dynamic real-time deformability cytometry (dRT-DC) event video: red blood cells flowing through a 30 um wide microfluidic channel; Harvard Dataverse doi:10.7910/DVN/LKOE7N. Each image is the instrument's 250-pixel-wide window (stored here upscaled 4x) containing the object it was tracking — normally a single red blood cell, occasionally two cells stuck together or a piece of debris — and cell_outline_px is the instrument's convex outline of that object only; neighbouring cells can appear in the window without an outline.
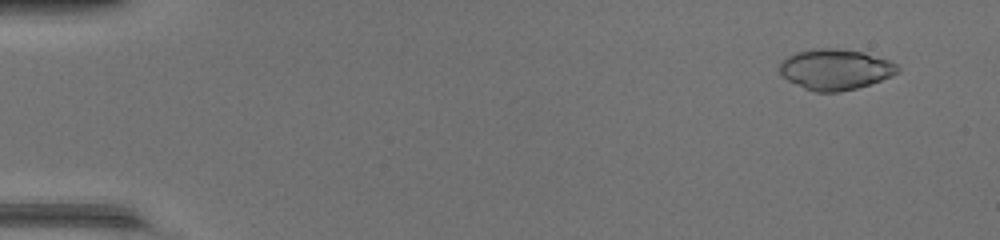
{"species": "common noctule bat (a hibernating species)", "species_latin": "Nyctalus noctula", "temperature_condition": "warm", "stored_images_in_passage": 48, "camera_frame_rate_fps": 3000, "um_per_image_px": 0.085, "animal": {"sex": "female", "body_mass_g": 17.0, "forearm_length_mm": 48.0}, "frame": {"image": 1, "passage_image": 4, "time_ms": 1.0, "image_size_px": [1000, 240], "cell_outline_px": [[900, 72], [892, 76], [856, 88], [840, 92], [816, 92], [804, 88], [788, 80], [780, 72], [780, 60], [796, 52], [812, 48], [836, 48], [860, 52], [888, 60], [900, 64]], "centroid_in_image_um": [71.01, 5.89], "position_along_channel_um": 14.0, "area_um2": 27.92}}
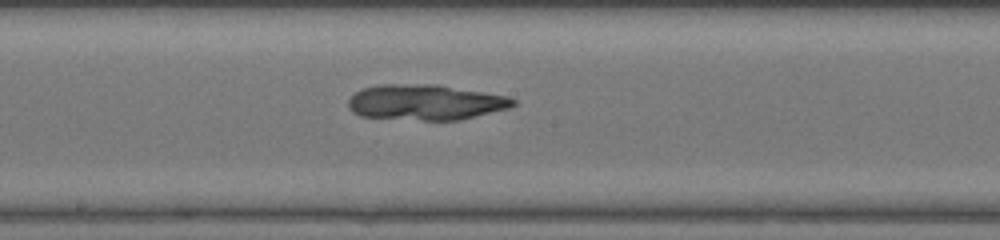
{"frame": {"image": 2, "passage_image": 27, "time_ms": 8.667, "image_size_px": [1000, 240], "cell_outline_px": [[516, 104], [508, 108], [460, 120], [424, 120], [360, 116], [352, 112], [348, 108], [348, 100], [356, 92], [364, 88], [376, 84], [440, 84], [508, 96], [516, 100]], "centroid_in_image_um": [36.17, 8.68], "position_along_channel_um": 212.0, "area_um2": 34.28}}
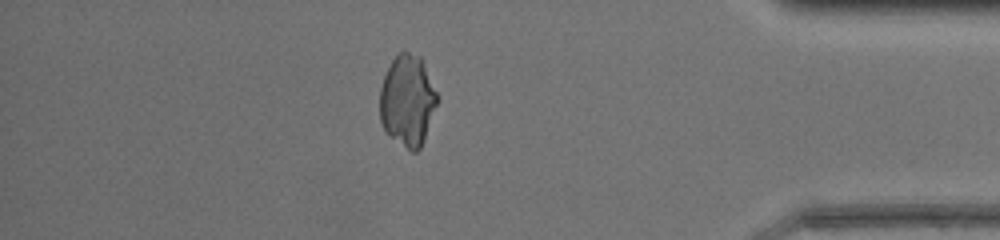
{"frame": {"image": 3, "passage_image": 42, "time_ms": 13.667, "image_size_px": [1000, 240], "cell_outline_px": [[436, 104], [424, 140], [420, 148], [416, 152], [412, 152], [392, 136], [384, 128], [380, 120], [380, 88], [384, 76], [392, 60], [400, 52], [408, 52], [420, 56], [436, 92]], "centroid_in_image_um": [34.62, 8.54], "position_along_channel_um": 400.6, "area_um2": 29.71}}